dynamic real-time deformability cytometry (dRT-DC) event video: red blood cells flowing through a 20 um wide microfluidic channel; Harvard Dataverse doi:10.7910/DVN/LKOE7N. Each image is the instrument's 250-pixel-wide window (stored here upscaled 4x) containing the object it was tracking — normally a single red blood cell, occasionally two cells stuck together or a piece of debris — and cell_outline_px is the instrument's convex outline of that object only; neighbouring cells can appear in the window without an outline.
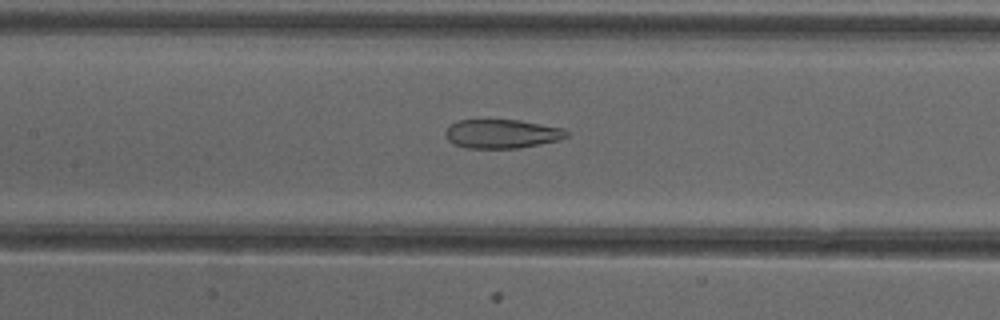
{"species": "common noctule bat (a hibernating species)", "species_latin": "Nyctalus noctula", "temperature_condition": "cold", "stored_images_in_passage": 51, "camera_frame_rate_fps": 3000, "um_per_image_px": 0.085, "animal": {"sex": "female"}, "frame": {"image": 1, "passage_image": 24, "time_ms": 7.667, "image_size_px": [1000, 320], "cell_outline_px": [[568, 136], [560, 140], [520, 148], [468, 148], [452, 144], [448, 140], [444, 132], [452, 124], [460, 120], [520, 120], [564, 128], [568, 132]], "centroid_in_image_um": [42.69, 11.38], "position_along_channel_um": 164.7, "area_um2": 20.46}}
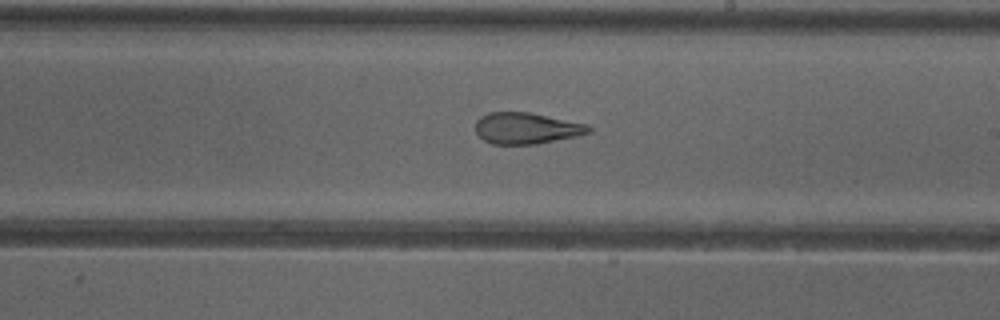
{"frame": {"image": 2, "passage_image": 30, "time_ms": 9.667, "image_size_px": [1000, 320], "cell_outline_px": [[592, 132], [576, 136], [536, 144], [492, 144], [484, 140], [476, 132], [476, 120], [480, 116], [488, 112], [528, 112], [588, 124], [592, 128]], "centroid_in_image_um": [44.75, 10.89], "position_along_channel_um": 244.3, "area_um2": 20.63}}
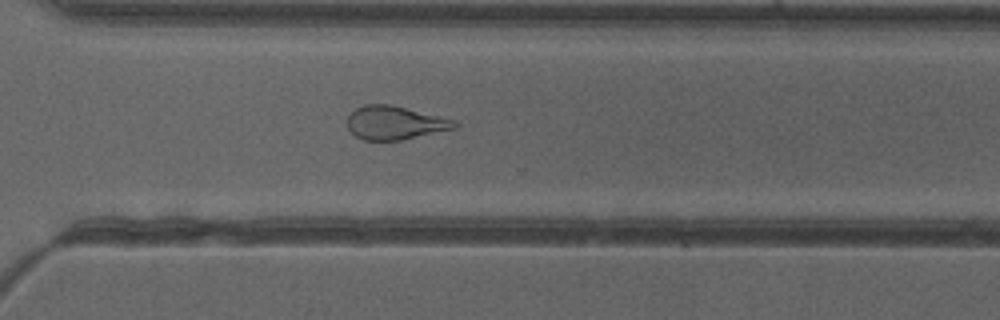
{"frame": {"image": 3, "passage_image": 37, "time_ms": 12.0, "image_size_px": [1000, 320], "cell_outline_px": [[460, 128], [400, 140], [364, 140], [356, 136], [348, 128], [348, 116], [356, 108], [364, 104], [392, 104], [456, 120], [460, 124]], "centroid_in_image_um": [33.63, 10.43], "position_along_channel_um": 337.0, "area_um2": 21.15}, "authors_computed_cell_mechanics": {"area_um2": 24.6806, "velocity_mm_per_s": 3.9929, "shape_relaxation_time_tau1_ms": null, "shape_relaxation_time_tau2_ms": 2.1738, "deformation_change_tau1": null, "deformation_change_tau2": 0.1215}}